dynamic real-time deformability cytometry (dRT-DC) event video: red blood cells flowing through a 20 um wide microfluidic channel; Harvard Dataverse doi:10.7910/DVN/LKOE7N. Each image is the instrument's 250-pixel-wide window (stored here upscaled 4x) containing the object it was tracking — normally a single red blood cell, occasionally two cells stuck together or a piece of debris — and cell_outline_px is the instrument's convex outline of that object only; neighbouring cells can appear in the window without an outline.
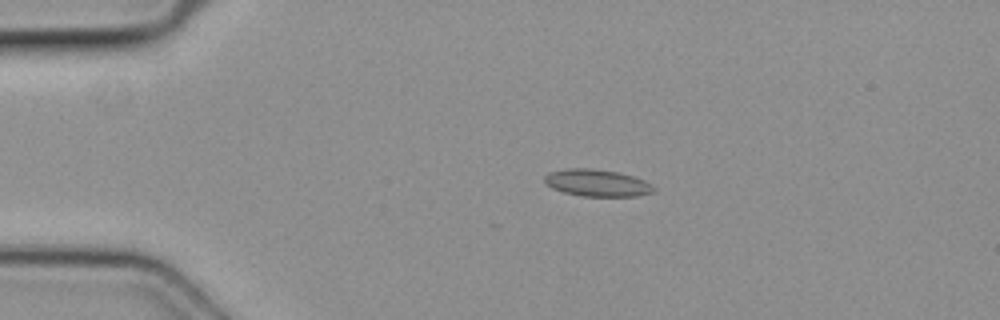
{"species": "common noctule bat (a hibernating species)", "species_latin": "Nyctalus noctula", "temperature_condition": "cold", "stored_images_in_passage": 4, "segment_of_instrument_passage": [1, 2], "camera_frame_rate_fps": 3000, "um_per_image_px": 0.085, "animal": {"sex": "female", "body_mass_g": 19.3, "forearm_length_mm": 54.1}, "frame": {"image": 1, "passage_image": 2, "time_ms": 0.333, "image_size_px": [1000, 320], "cell_outline_px": [[656, 192], [636, 196], [580, 196], [564, 192], [552, 188], [544, 184], [544, 176], [548, 172], [564, 168], [588, 168], [616, 172], [632, 176], [644, 180], [652, 184], [656, 188]], "centroid_in_image_um": [50.73, 15.55], "position_along_channel_um": 34.3, "area_um2": 17.34}}